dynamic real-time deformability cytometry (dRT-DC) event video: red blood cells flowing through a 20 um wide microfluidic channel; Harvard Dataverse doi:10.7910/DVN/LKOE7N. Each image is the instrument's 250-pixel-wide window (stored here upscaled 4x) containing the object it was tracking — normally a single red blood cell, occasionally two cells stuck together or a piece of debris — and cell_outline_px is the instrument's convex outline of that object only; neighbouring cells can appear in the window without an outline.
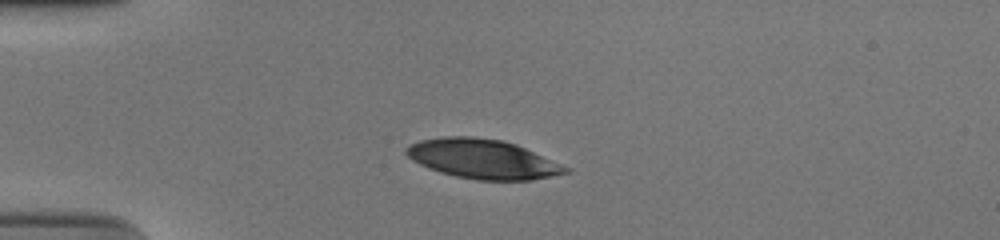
{"species": "human", "species_latin": "Homo sapiens", "temperature_condition": "cold", "stored_images_in_passage": 41, "camera_frame_rate_fps": 3000, "um_per_image_px": 0.085, "donor": {"sex": "male"}, "frame": {"image": 1, "passage_image": 1, "time_ms": 0.0, "image_size_px": [1000, 240], "cell_outline_px": [[572, 172], [532, 180], [476, 180], [456, 176], [440, 172], [428, 168], [412, 160], [404, 152], [404, 148], [408, 144], [420, 140], [444, 136], [472, 136], [504, 140], [516, 144], [572, 168]], "centroid_in_image_um": [41.04, 13.51], "position_along_channel_um": 44.0, "area_um2": 36.93}}
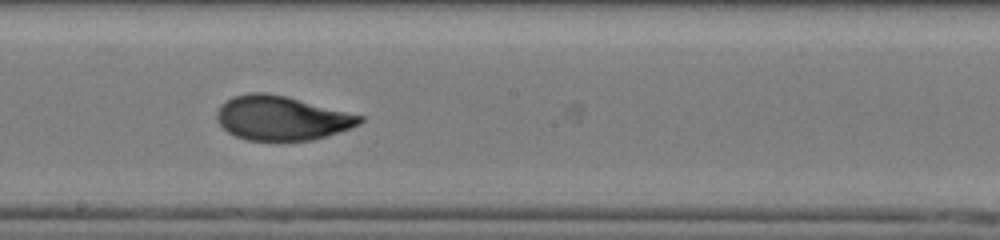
{"frame": {"image": 2, "passage_image": 18, "time_ms": 5.667, "image_size_px": [1000, 240], "cell_outline_px": [[364, 120], [360, 124], [312, 140], [248, 140], [236, 136], [228, 132], [216, 120], [216, 112], [220, 104], [232, 96], [248, 92], [264, 92], [284, 96], [364, 116]], "centroid_in_image_um": [23.88, 10.02], "position_along_channel_um": 224.3, "area_um2": 36.53}}
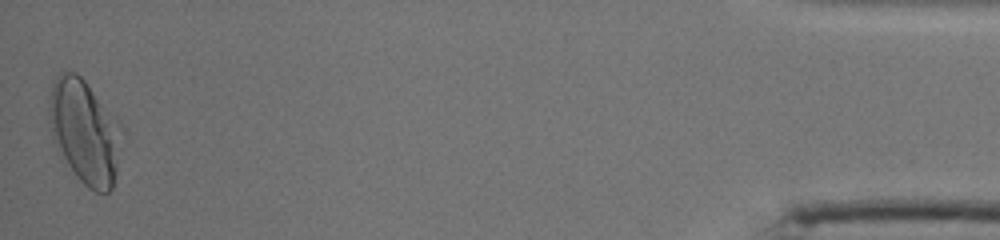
{"frame": {"image": 3, "passage_image": 41, "time_ms": 13.333, "image_size_px": [1000, 240], "cell_outline_px": [[124, 132], [116, 172], [112, 188], [108, 192], [96, 192], [88, 188], [60, 160], [52, 136], [48, 116], [48, 96], [52, 84], [56, 76], [60, 72], [76, 72], [84, 80], [120, 120], [124, 128]], "centroid_in_image_um": [7.19, 11.19], "position_along_channel_um": 428.0, "area_um2": 45.14}, "authors_computed_cell_mechanics": {"area_um2": 36.9342, "velocity_mm_per_s": 3.7347, "shape_relaxation_time_tau1_ms": 4.2885, "shape_relaxation_time_tau2_ms": 1.0118, "deformation_change_tau1": 0.1856, "deformation_change_tau2": 0.0589}}